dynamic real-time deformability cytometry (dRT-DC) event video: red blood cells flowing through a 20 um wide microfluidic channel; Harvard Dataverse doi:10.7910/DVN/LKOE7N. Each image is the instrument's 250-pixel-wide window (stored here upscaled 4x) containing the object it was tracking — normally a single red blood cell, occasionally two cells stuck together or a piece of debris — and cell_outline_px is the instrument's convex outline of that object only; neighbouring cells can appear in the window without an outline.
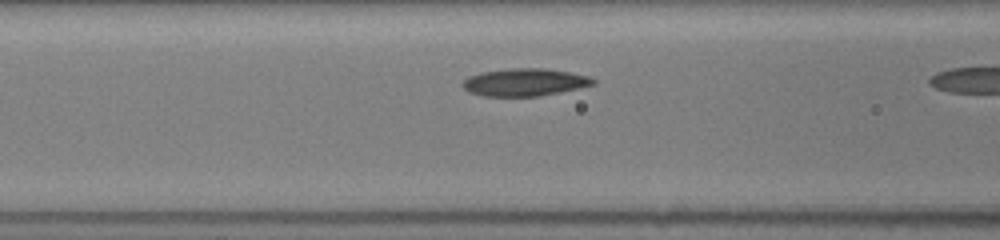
{"species": "common noctule bat (a hibernating species)", "species_latin": "Nyctalus noctula", "temperature_condition": "room temperature", "stored_images_in_passage": 7, "camera_frame_rate_fps": 3000, "um_per_image_px": 0.085, "animal": {"sex": "female", "body_mass_g": 19.5, "forearm_length_mm": 54.1}, "frame": {"image": 1, "passage_image": 6, "time_ms": 1.667, "image_size_px": [1000, 240], "cell_outline_px": [[596, 84], [560, 92], [540, 96], [480, 96], [468, 92], [460, 84], [468, 76], [480, 72], [512, 68], [544, 68], [568, 72], [588, 76], [596, 80]], "centroid_in_image_um": [44.56, 6.99], "position_along_channel_um": 122.0, "area_um2": 21.04}}